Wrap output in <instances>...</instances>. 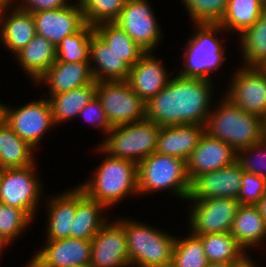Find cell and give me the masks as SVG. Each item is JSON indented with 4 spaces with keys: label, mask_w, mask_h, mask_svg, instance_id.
<instances>
[{
    "label": "cell",
    "mask_w": 266,
    "mask_h": 267,
    "mask_svg": "<svg viewBox=\"0 0 266 267\" xmlns=\"http://www.w3.org/2000/svg\"><path fill=\"white\" fill-rule=\"evenodd\" d=\"M213 81L178 74L146 103V119L162 126L207 122L212 110ZM213 93V94H212Z\"/></svg>",
    "instance_id": "cell-1"
},
{
    "label": "cell",
    "mask_w": 266,
    "mask_h": 267,
    "mask_svg": "<svg viewBox=\"0 0 266 267\" xmlns=\"http://www.w3.org/2000/svg\"><path fill=\"white\" fill-rule=\"evenodd\" d=\"M97 149L106 158L92 174L91 180L84 181L79 187L88 197L110 209L125 200V197L138 194V164L132 160L113 157L100 146Z\"/></svg>",
    "instance_id": "cell-2"
},
{
    "label": "cell",
    "mask_w": 266,
    "mask_h": 267,
    "mask_svg": "<svg viewBox=\"0 0 266 267\" xmlns=\"http://www.w3.org/2000/svg\"><path fill=\"white\" fill-rule=\"evenodd\" d=\"M218 102L205 124V132L211 137L224 141L236 152L264 139V118L243 111L225 96Z\"/></svg>",
    "instance_id": "cell-3"
},
{
    "label": "cell",
    "mask_w": 266,
    "mask_h": 267,
    "mask_svg": "<svg viewBox=\"0 0 266 267\" xmlns=\"http://www.w3.org/2000/svg\"><path fill=\"white\" fill-rule=\"evenodd\" d=\"M127 238L130 267H161L172 264L176 236L141 223L118 219Z\"/></svg>",
    "instance_id": "cell-4"
},
{
    "label": "cell",
    "mask_w": 266,
    "mask_h": 267,
    "mask_svg": "<svg viewBox=\"0 0 266 267\" xmlns=\"http://www.w3.org/2000/svg\"><path fill=\"white\" fill-rule=\"evenodd\" d=\"M194 27L195 33L184 48L182 63H185L179 76L214 81L211 74L220 69L226 60V48L216 35H222L225 30L219 24L210 23L194 24Z\"/></svg>",
    "instance_id": "cell-5"
},
{
    "label": "cell",
    "mask_w": 266,
    "mask_h": 267,
    "mask_svg": "<svg viewBox=\"0 0 266 267\" xmlns=\"http://www.w3.org/2000/svg\"><path fill=\"white\" fill-rule=\"evenodd\" d=\"M137 177L140 195L171 189V193L187 201L191 181L186 161L180 158L154 152L138 163Z\"/></svg>",
    "instance_id": "cell-6"
},
{
    "label": "cell",
    "mask_w": 266,
    "mask_h": 267,
    "mask_svg": "<svg viewBox=\"0 0 266 267\" xmlns=\"http://www.w3.org/2000/svg\"><path fill=\"white\" fill-rule=\"evenodd\" d=\"M161 126L149 119L112 127L99 146L109 155L140 163L156 151Z\"/></svg>",
    "instance_id": "cell-7"
},
{
    "label": "cell",
    "mask_w": 266,
    "mask_h": 267,
    "mask_svg": "<svg viewBox=\"0 0 266 267\" xmlns=\"http://www.w3.org/2000/svg\"><path fill=\"white\" fill-rule=\"evenodd\" d=\"M96 97L101 102L112 127L130 124L146 118L145 102L127 81H99Z\"/></svg>",
    "instance_id": "cell-8"
},
{
    "label": "cell",
    "mask_w": 266,
    "mask_h": 267,
    "mask_svg": "<svg viewBox=\"0 0 266 267\" xmlns=\"http://www.w3.org/2000/svg\"><path fill=\"white\" fill-rule=\"evenodd\" d=\"M36 163L24 168L0 169V202L24 210L35 219L42 197Z\"/></svg>",
    "instance_id": "cell-9"
},
{
    "label": "cell",
    "mask_w": 266,
    "mask_h": 267,
    "mask_svg": "<svg viewBox=\"0 0 266 267\" xmlns=\"http://www.w3.org/2000/svg\"><path fill=\"white\" fill-rule=\"evenodd\" d=\"M4 121L34 149H37L48 129L55 126L48 98L30 101L16 109L5 104Z\"/></svg>",
    "instance_id": "cell-10"
},
{
    "label": "cell",
    "mask_w": 266,
    "mask_h": 267,
    "mask_svg": "<svg viewBox=\"0 0 266 267\" xmlns=\"http://www.w3.org/2000/svg\"><path fill=\"white\" fill-rule=\"evenodd\" d=\"M235 72L224 96L243 111L265 118L266 68L240 66Z\"/></svg>",
    "instance_id": "cell-11"
},
{
    "label": "cell",
    "mask_w": 266,
    "mask_h": 267,
    "mask_svg": "<svg viewBox=\"0 0 266 267\" xmlns=\"http://www.w3.org/2000/svg\"><path fill=\"white\" fill-rule=\"evenodd\" d=\"M193 201V202H192ZM189 226L194 235L230 232L233 220L240 207L234 198H210L189 200ZM193 204V207H191Z\"/></svg>",
    "instance_id": "cell-12"
},
{
    "label": "cell",
    "mask_w": 266,
    "mask_h": 267,
    "mask_svg": "<svg viewBox=\"0 0 266 267\" xmlns=\"http://www.w3.org/2000/svg\"><path fill=\"white\" fill-rule=\"evenodd\" d=\"M155 15L148 0H126L115 23L145 52H152L163 38Z\"/></svg>",
    "instance_id": "cell-13"
},
{
    "label": "cell",
    "mask_w": 266,
    "mask_h": 267,
    "mask_svg": "<svg viewBox=\"0 0 266 267\" xmlns=\"http://www.w3.org/2000/svg\"><path fill=\"white\" fill-rule=\"evenodd\" d=\"M129 266L124 226L118 220H108L91 240L90 267Z\"/></svg>",
    "instance_id": "cell-14"
},
{
    "label": "cell",
    "mask_w": 266,
    "mask_h": 267,
    "mask_svg": "<svg viewBox=\"0 0 266 267\" xmlns=\"http://www.w3.org/2000/svg\"><path fill=\"white\" fill-rule=\"evenodd\" d=\"M44 245L30 259L31 267L90 266L91 240L64 238L46 240Z\"/></svg>",
    "instance_id": "cell-15"
},
{
    "label": "cell",
    "mask_w": 266,
    "mask_h": 267,
    "mask_svg": "<svg viewBox=\"0 0 266 267\" xmlns=\"http://www.w3.org/2000/svg\"><path fill=\"white\" fill-rule=\"evenodd\" d=\"M36 34L44 37L55 47L61 40L78 32L85 24L80 2L53 10L32 13Z\"/></svg>",
    "instance_id": "cell-16"
},
{
    "label": "cell",
    "mask_w": 266,
    "mask_h": 267,
    "mask_svg": "<svg viewBox=\"0 0 266 267\" xmlns=\"http://www.w3.org/2000/svg\"><path fill=\"white\" fill-rule=\"evenodd\" d=\"M242 180V168L238 161L221 169L197 176L191 182L187 200L210 198L237 199Z\"/></svg>",
    "instance_id": "cell-17"
},
{
    "label": "cell",
    "mask_w": 266,
    "mask_h": 267,
    "mask_svg": "<svg viewBox=\"0 0 266 267\" xmlns=\"http://www.w3.org/2000/svg\"><path fill=\"white\" fill-rule=\"evenodd\" d=\"M235 161L237 152L229 144L204 132L186 162L187 175L192 182L199 175L221 169Z\"/></svg>",
    "instance_id": "cell-18"
},
{
    "label": "cell",
    "mask_w": 266,
    "mask_h": 267,
    "mask_svg": "<svg viewBox=\"0 0 266 267\" xmlns=\"http://www.w3.org/2000/svg\"><path fill=\"white\" fill-rule=\"evenodd\" d=\"M153 52H146L131 68L127 82L132 90L146 103L157 95L169 82L170 76L162 61Z\"/></svg>",
    "instance_id": "cell-19"
},
{
    "label": "cell",
    "mask_w": 266,
    "mask_h": 267,
    "mask_svg": "<svg viewBox=\"0 0 266 267\" xmlns=\"http://www.w3.org/2000/svg\"><path fill=\"white\" fill-rule=\"evenodd\" d=\"M11 5L12 8H10ZM13 5L16 3L3 4L1 7L0 41L7 50L15 55L34 38L36 28L32 13ZM9 9H11V13L8 11Z\"/></svg>",
    "instance_id": "cell-20"
},
{
    "label": "cell",
    "mask_w": 266,
    "mask_h": 267,
    "mask_svg": "<svg viewBox=\"0 0 266 267\" xmlns=\"http://www.w3.org/2000/svg\"><path fill=\"white\" fill-rule=\"evenodd\" d=\"M95 82L89 61L61 62L53 65L37 80L35 85L44 83L49 95H55Z\"/></svg>",
    "instance_id": "cell-21"
},
{
    "label": "cell",
    "mask_w": 266,
    "mask_h": 267,
    "mask_svg": "<svg viewBox=\"0 0 266 267\" xmlns=\"http://www.w3.org/2000/svg\"><path fill=\"white\" fill-rule=\"evenodd\" d=\"M204 132L205 126L200 124L162 126L155 152L174 156L187 162Z\"/></svg>",
    "instance_id": "cell-22"
},
{
    "label": "cell",
    "mask_w": 266,
    "mask_h": 267,
    "mask_svg": "<svg viewBox=\"0 0 266 267\" xmlns=\"http://www.w3.org/2000/svg\"><path fill=\"white\" fill-rule=\"evenodd\" d=\"M89 62L96 82L127 81L129 77L131 67L95 32L91 37Z\"/></svg>",
    "instance_id": "cell-23"
},
{
    "label": "cell",
    "mask_w": 266,
    "mask_h": 267,
    "mask_svg": "<svg viewBox=\"0 0 266 267\" xmlns=\"http://www.w3.org/2000/svg\"><path fill=\"white\" fill-rule=\"evenodd\" d=\"M51 197L46 204L48 228L45 240L69 238L77 207V187Z\"/></svg>",
    "instance_id": "cell-24"
},
{
    "label": "cell",
    "mask_w": 266,
    "mask_h": 267,
    "mask_svg": "<svg viewBox=\"0 0 266 267\" xmlns=\"http://www.w3.org/2000/svg\"><path fill=\"white\" fill-rule=\"evenodd\" d=\"M105 209L107 210L103 204L88 197L77 186V207L69 238L92 240L102 226L110 220L103 217L105 214L102 215Z\"/></svg>",
    "instance_id": "cell-25"
},
{
    "label": "cell",
    "mask_w": 266,
    "mask_h": 267,
    "mask_svg": "<svg viewBox=\"0 0 266 267\" xmlns=\"http://www.w3.org/2000/svg\"><path fill=\"white\" fill-rule=\"evenodd\" d=\"M230 234L246 252L263 244V240H266V224L256 205H240Z\"/></svg>",
    "instance_id": "cell-26"
},
{
    "label": "cell",
    "mask_w": 266,
    "mask_h": 267,
    "mask_svg": "<svg viewBox=\"0 0 266 267\" xmlns=\"http://www.w3.org/2000/svg\"><path fill=\"white\" fill-rule=\"evenodd\" d=\"M21 69L28 74L34 84L56 61V47L44 37L34 38L15 54Z\"/></svg>",
    "instance_id": "cell-27"
},
{
    "label": "cell",
    "mask_w": 266,
    "mask_h": 267,
    "mask_svg": "<svg viewBox=\"0 0 266 267\" xmlns=\"http://www.w3.org/2000/svg\"><path fill=\"white\" fill-rule=\"evenodd\" d=\"M96 85L95 81L70 91L49 95L47 98L51 105L55 126L78 117L79 112L96 96Z\"/></svg>",
    "instance_id": "cell-28"
},
{
    "label": "cell",
    "mask_w": 266,
    "mask_h": 267,
    "mask_svg": "<svg viewBox=\"0 0 266 267\" xmlns=\"http://www.w3.org/2000/svg\"><path fill=\"white\" fill-rule=\"evenodd\" d=\"M34 150L5 121L0 124V169L24 168L35 164Z\"/></svg>",
    "instance_id": "cell-29"
},
{
    "label": "cell",
    "mask_w": 266,
    "mask_h": 267,
    "mask_svg": "<svg viewBox=\"0 0 266 267\" xmlns=\"http://www.w3.org/2000/svg\"><path fill=\"white\" fill-rule=\"evenodd\" d=\"M265 10L264 0H228L225 13L218 23L226 32L239 33L250 28Z\"/></svg>",
    "instance_id": "cell-30"
},
{
    "label": "cell",
    "mask_w": 266,
    "mask_h": 267,
    "mask_svg": "<svg viewBox=\"0 0 266 267\" xmlns=\"http://www.w3.org/2000/svg\"><path fill=\"white\" fill-rule=\"evenodd\" d=\"M240 48L245 67H266V10L240 35Z\"/></svg>",
    "instance_id": "cell-31"
},
{
    "label": "cell",
    "mask_w": 266,
    "mask_h": 267,
    "mask_svg": "<svg viewBox=\"0 0 266 267\" xmlns=\"http://www.w3.org/2000/svg\"><path fill=\"white\" fill-rule=\"evenodd\" d=\"M95 33L130 67L146 52L115 22L101 23L94 27Z\"/></svg>",
    "instance_id": "cell-32"
},
{
    "label": "cell",
    "mask_w": 266,
    "mask_h": 267,
    "mask_svg": "<svg viewBox=\"0 0 266 267\" xmlns=\"http://www.w3.org/2000/svg\"><path fill=\"white\" fill-rule=\"evenodd\" d=\"M196 236L202 240L209 263L234 262L246 253L230 232Z\"/></svg>",
    "instance_id": "cell-33"
},
{
    "label": "cell",
    "mask_w": 266,
    "mask_h": 267,
    "mask_svg": "<svg viewBox=\"0 0 266 267\" xmlns=\"http://www.w3.org/2000/svg\"><path fill=\"white\" fill-rule=\"evenodd\" d=\"M94 27L85 24L78 32L64 37L56 46V61H89L90 42Z\"/></svg>",
    "instance_id": "cell-34"
},
{
    "label": "cell",
    "mask_w": 266,
    "mask_h": 267,
    "mask_svg": "<svg viewBox=\"0 0 266 267\" xmlns=\"http://www.w3.org/2000/svg\"><path fill=\"white\" fill-rule=\"evenodd\" d=\"M208 264L202 240L198 236L191 232L184 238L176 236L173 267H207Z\"/></svg>",
    "instance_id": "cell-35"
},
{
    "label": "cell",
    "mask_w": 266,
    "mask_h": 267,
    "mask_svg": "<svg viewBox=\"0 0 266 267\" xmlns=\"http://www.w3.org/2000/svg\"><path fill=\"white\" fill-rule=\"evenodd\" d=\"M86 24L95 27L101 23H112L117 20L126 0H78Z\"/></svg>",
    "instance_id": "cell-36"
},
{
    "label": "cell",
    "mask_w": 266,
    "mask_h": 267,
    "mask_svg": "<svg viewBox=\"0 0 266 267\" xmlns=\"http://www.w3.org/2000/svg\"><path fill=\"white\" fill-rule=\"evenodd\" d=\"M194 24H218L227 8L228 0H182Z\"/></svg>",
    "instance_id": "cell-37"
},
{
    "label": "cell",
    "mask_w": 266,
    "mask_h": 267,
    "mask_svg": "<svg viewBox=\"0 0 266 267\" xmlns=\"http://www.w3.org/2000/svg\"><path fill=\"white\" fill-rule=\"evenodd\" d=\"M32 222L24 210L0 202V235L10 242L18 239Z\"/></svg>",
    "instance_id": "cell-38"
},
{
    "label": "cell",
    "mask_w": 266,
    "mask_h": 267,
    "mask_svg": "<svg viewBox=\"0 0 266 267\" xmlns=\"http://www.w3.org/2000/svg\"><path fill=\"white\" fill-rule=\"evenodd\" d=\"M252 155H255V157ZM237 161L244 172L256 174L266 179V140H260L249 147L239 150L237 152Z\"/></svg>",
    "instance_id": "cell-39"
},
{
    "label": "cell",
    "mask_w": 266,
    "mask_h": 267,
    "mask_svg": "<svg viewBox=\"0 0 266 267\" xmlns=\"http://www.w3.org/2000/svg\"><path fill=\"white\" fill-rule=\"evenodd\" d=\"M266 193V179L242 170L241 188L237 200L242 205H256Z\"/></svg>",
    "instance_id": "cell-40"
},
{
    "label": "cell",
    "mask_w": 266,
    "mask_h": 267,
    "mask_svg": "<svg viewBox=\"0 0 266 267\" xmlns=\"http://www.w3.org/2000/svg\"><path fill=\"white\" fill-rule=\"evenodd\" d=\"M78 116H81L91 125H93V127H96L97 129L99 128V130L101 128V131L104 135L112 129V126L106 118L102 104L96 96L79 112Z\"/></svg>",
    "instance_id": "cell-41"
},
{
    "label": "cell",
    "mask_w": 266,
    "mask_h": 267,
    "mask_svg": "<svg viewBox=\"0 0 266 267\" xmlns=\"http://www.w3.org/2000/svg\"><path fill=\"white\" fill-rule=\"evenodd\" d=\"M16 1L19 2L20 0ZM69 2V0H21L20 3H17V6L22 10L34 13L66 7L72 4V2Z\"/></svg>",
    "instance_id": "cell-42"
},
{
    "label": "cell",
    "mask_w": 266,
    "mask_h": 267,
    "mask_svg": "<svg viewBox=\"0 0 266 267\" xmlns=\"http://www.w3.org/2000/svg\"><path fill=\"white\" fill-rule=\"evenodd\" d=\"M245 253L239 260L233 262V267H258L254 263V260L248 257ZM253 260V261H252Z\"/></svg>",
    "instance_id": "cell-43"
},
{
    "label": "cell",
    "mask_w": 266,
    "mask_h": 267,
    "mask_svg": "<svg viewBox=\"0 0 266 267\" xmlns=\"http://www.w3.org/2000/svg\"><path fill=\"white\" fill-rule=\"evenodd\" d=\"M257 208L259 209L260 213L262 214L265 224H266V193L265 195L258 201L256 204Z\"/></svg>",
    "instance_id": "cell-44"
},
{
    "label": "cell",
    "mask_w": 266,
    "mask_h": 267,
    "mask_svg": "<svg viewBox=\"0 0 266 267\" xmlns=\"http://www.w3.org/2000/svg\"><path fill=\"white\" fill-rule=\"evenodd\" d=\"M207 267H233V262L209 263Z\"/></svg>",
    "instance_id": "cell-45"
},
{
    "label": "cell",
    "mask_w": 266,
    "mask_h": 267,
    "mask_svg": "<svg viewBox=\"0 0 266 267\" xmlns=\"http://www.w3.org/2000/svg\"><path fill=\"white\" fill-rule=\"evenodd\" d=\"M10 243L11 242L7 240L3 235H0V253H2L5 247L9 246Z\"/></svg>",
    "instance_id": "cell-46"
},
{
    "label": "cell",
    "mask_w": 266,
    "mask_h": 267,
    "mask_svg": "<svg viewBox=\"0 0 266 267\" xmlns=\"http://www.w3.org/2000/svg\"><path fill=\"white\" fill-rule=\"evenodd\" d=\"M5 104L0 102V124L4 121Z\"/></svg>",
    "instance_id": "cell-47"
},
{
    "label": "cell",
    "mask_w": 266,
    "mask_h": 267,
    "mask_svg": "<svg viewBox=\"0 0 266 267\" xmlns=\"http://www.w3.org/2000/svg\"><path fill=\"white\" fill-rule=\"evenodd\" d=\"M15 0H0L2 4H13Z\"/></svg>",
    "instance_id": "cell-48"
},
{
    "label": "cell",
    "mask_w": 266,
    "mask_h": 267,
    "mask_svg": "<svg viewBox=\"0 0 266 267\" xmlns=\"http://www.w3.org/2000/svg\"><path fill=\"white\" fill-rule=\"evenodd\" d=\"M264 139L266 140V117L264 118Z\"/></svg>",
    "instance_id": "cell-49"
},
{
    "label": "cell",
    "mask_w": 266,
    "mask_h": 267,
    "mask_svg": "<svg viewBox=\"0 0 266 267\" xmlns=\"http://www.w3.org/2000/svg\"><path fill=\"white\" fill-rule=\"evenodd\" d=\"M71 267H90V266H71Z\"/></svg>",
    "instance_id": "cell-50"
},
{
    "label": "cell",
    "mask_w": 266,
    "mask_h": 267,
    "mask_svg": "<svg viewBox=\"0 0 266 267\" xmlns=\"http://www.w3.org/2000/svg\"><path fill=\"white\" fill-rule=\"evenodd\" d=\"M161 267H173L172 265H168V266H161Z\"/></svg>",
    "instance_id": "cell-51"
}]
</instances>
